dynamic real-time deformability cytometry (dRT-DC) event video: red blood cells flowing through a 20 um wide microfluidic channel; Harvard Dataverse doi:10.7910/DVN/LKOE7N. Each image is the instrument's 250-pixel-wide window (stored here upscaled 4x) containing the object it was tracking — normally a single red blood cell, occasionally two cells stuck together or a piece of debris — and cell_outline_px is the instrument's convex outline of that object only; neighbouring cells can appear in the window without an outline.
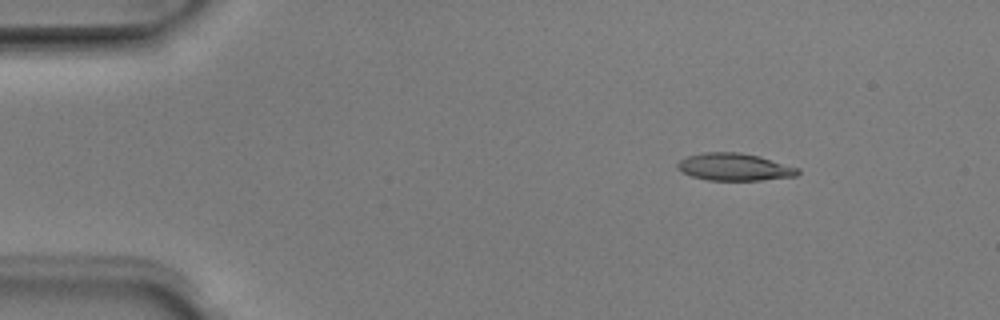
{"species": "Egyptian fruit bat (a non-hibernating species)", "species_latin": "Rousettus aegyptiacus", "temperature_condition": "room temperature", "stored_images_in_passage": 4, "camera_frame_rate_fps": 3000, "um_per_image_px": 0.085, "animal": {"sex": "male"}, "frame": {"image": 1, "passage_image": 2, "time_ms": 0.333, "image_size_px": [1000, 320], "cell_outline_px": [[800, 172], [796, 176], [760, 180], [708, 180], [692, 176], [676, 168], [676, 164], [680, 160], [688, 156], [704, 152], [740, 152], [760, 156], [800, 168]], "centroid_in_image_um": [62.44, 14.18], "position_along_channel_um": 22.6, "area_um2": 19.19}}